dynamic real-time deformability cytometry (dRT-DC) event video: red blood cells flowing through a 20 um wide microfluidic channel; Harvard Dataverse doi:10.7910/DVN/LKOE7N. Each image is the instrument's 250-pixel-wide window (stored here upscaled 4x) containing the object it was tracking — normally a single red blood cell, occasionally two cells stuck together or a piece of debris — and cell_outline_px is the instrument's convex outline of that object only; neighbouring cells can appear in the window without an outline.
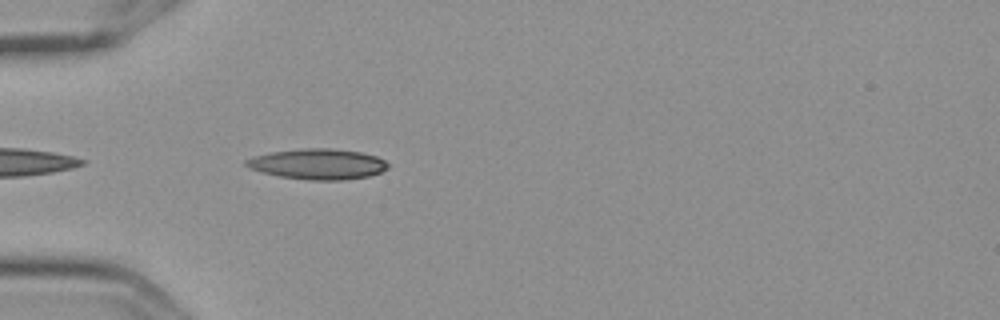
{"species": "Egyptian fruit bat (a non-hibernating species)", "species_latin": "Rousettus aegyptiacus", "temperature_condition": "cold", "stored_images_in_passage": 5, "camera_frame_rate_fps": 3000, "um_per_image_px": 0.085, "frame": {"image": 1, "passage_image": 5, "time_ms": 1.333, "image_size_px": [1000, 320], "cell_outline_px": [[388, 168], [380, 172], [368, 176], [340, 180], [312, 180], [280, 176], [248, 168], [244, 164], [244, 160], [252, 156], [272, 152], [304, 148], [332, 148], [360, 152], [376, 156], [384, 160], [388, 164]], "centroid_in_image_um": [27.0, 13.93], "position_along_channel_um": 58.0, "area_um2": 25.09}}